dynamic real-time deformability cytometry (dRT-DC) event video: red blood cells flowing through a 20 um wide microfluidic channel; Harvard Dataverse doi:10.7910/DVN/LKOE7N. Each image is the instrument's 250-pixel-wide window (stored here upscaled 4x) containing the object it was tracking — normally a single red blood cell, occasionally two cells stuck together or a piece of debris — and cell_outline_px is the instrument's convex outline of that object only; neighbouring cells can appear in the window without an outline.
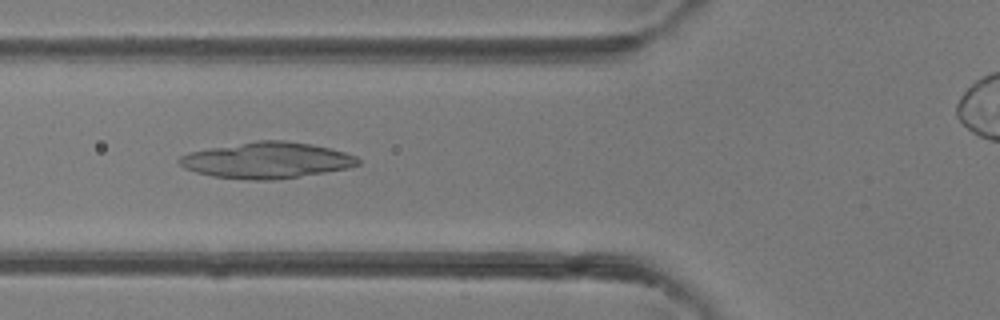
{"species": "common noctule bat (a hibernating species)", "species_latin": "Nyctalus noctula", "temperature_condition": "room temperature", "stored_images_in_passage": 5, "camera_frame_rate_fps": 3000, "um_per_image_px": 0.085, "animal": {"sex": "female"}, "frame": {"image": 1, "passage_image": 5, "time_ms": 5.333, "image_size_px": [1000, 320], "cell_outline_px": [[360, 164], [348, 168], [324, 172], [272, 180], [248, 180], [212, 176], [196, 172], [184, 168], [176, 160], [180, 156], [188, 152], [208, 148], [256, 140], [284, 140], [312, 144], [332, 148], [356, 156], [360, 160]], "centroid_in_image_um": [22.65, 13.61], "position_along_channel_um": 103.1, "area_um2": 37.69}}